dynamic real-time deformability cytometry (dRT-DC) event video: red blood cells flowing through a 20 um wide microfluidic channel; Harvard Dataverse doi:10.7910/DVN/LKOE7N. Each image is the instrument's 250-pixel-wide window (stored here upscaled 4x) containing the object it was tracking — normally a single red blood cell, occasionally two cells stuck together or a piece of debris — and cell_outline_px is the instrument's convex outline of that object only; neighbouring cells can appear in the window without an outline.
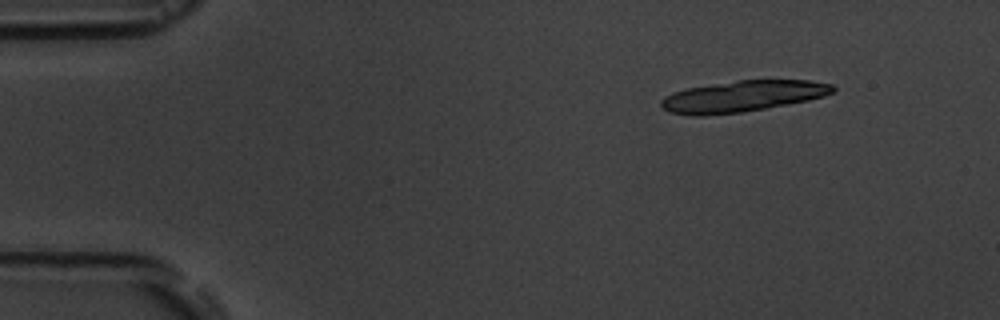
{"species": "common noctule bat (a hibernating species)", "species_latin": "Nyctalus noctula", "temperature_condition": "room temperature", "stored_images_in_passage": 3, "camera_frame_rate_fps": 3000, "um_per_image_px": 0.085, "animal": {"sex": "male", "body_mass_g": 19.5, "forearm_length_mm": 54.6}, "frame": {"image": 1, "passage_image": 1, "time_ms": 0.0, "image_size_px": [1000, 320], "cell_outline_px": [[836, 88], [832, 92], [824, 96], [808, 100], [764, 108], [740, 112], [704, 116], [692, 116], [672, 112], [664, 108], [660, 104], [660, 100], [664, 96], [688, 88], [736, 80], [808, 80], [832, 84]], "centroid_in_image_um": [63.12, 8.18], "position_along_channel_um": 21.9, "area_um2": 30.87}}